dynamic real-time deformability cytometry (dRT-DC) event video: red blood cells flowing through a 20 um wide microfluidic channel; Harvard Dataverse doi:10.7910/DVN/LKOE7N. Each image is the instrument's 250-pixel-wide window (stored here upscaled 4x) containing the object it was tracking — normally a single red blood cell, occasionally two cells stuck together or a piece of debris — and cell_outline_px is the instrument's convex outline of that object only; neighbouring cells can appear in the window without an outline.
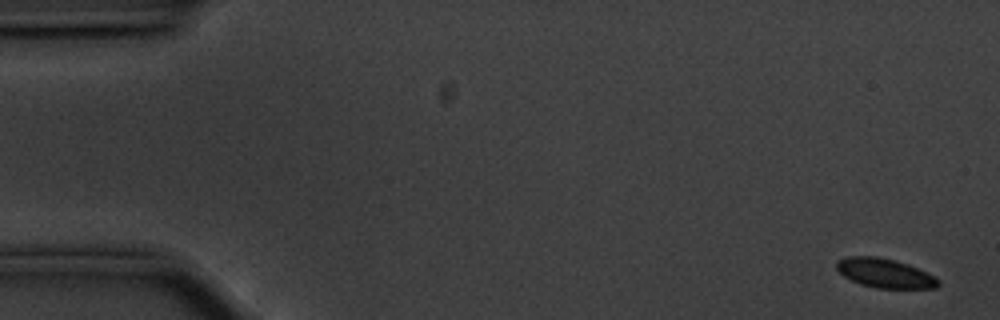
{"species": "common noctule bat (a hibernating species)", "species_latin": "Nyctalus noctula", "temperature_condition": "cold", "stored_images_in_passage": 58, "camera_frame_rate_fps": 3000, "um_per_image_px": 0.085, "animal": {"sex": "male", "body_mass_g": 20.1, "forearm_length_mm": 53.5}, "frame": {"image": 1, "passage_image": 3, "time_ms": 0.667, "image_size_px": [1000, 320], "cell_outline_px": [[940, 284], [936, 288], [876, 288], [860, 284], [844, 276], [836, 268], [836, 260], [848, 256], [876, 256], [896, 260], [908, 264], [940, 280]], "centroid_in_image_um": [75.18, 23.21], "position_along_channel_um": 9.8, "area_um2": 17.22}}
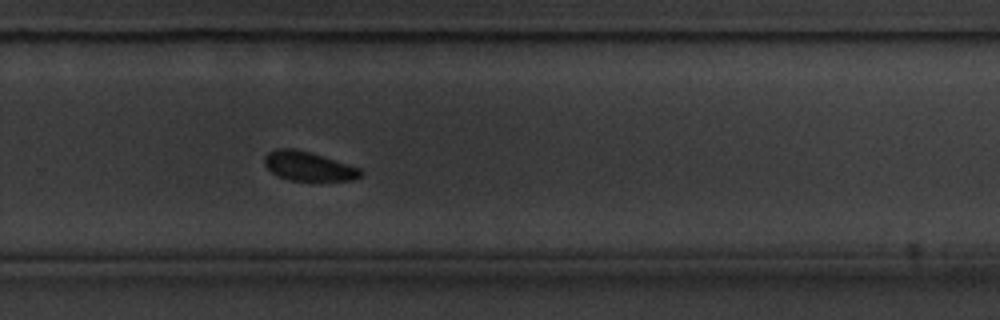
{"frame": {"image": 2, "passage_image": 39, "time_ms": 12.667, "image_size_px": [1000, 320], "cell_outline_px": [[364, 172], [360, 176], [352, 180], [288, 180], [276, 176], [264, 164], [264, 156], [268, 152], [276, 148], [292, 148], [308, 152], [360, 168]], "centroid_in_image_um": [26.17, 14.13], "position_along_channel_um": 303.6, "area_um2": 16.13}}
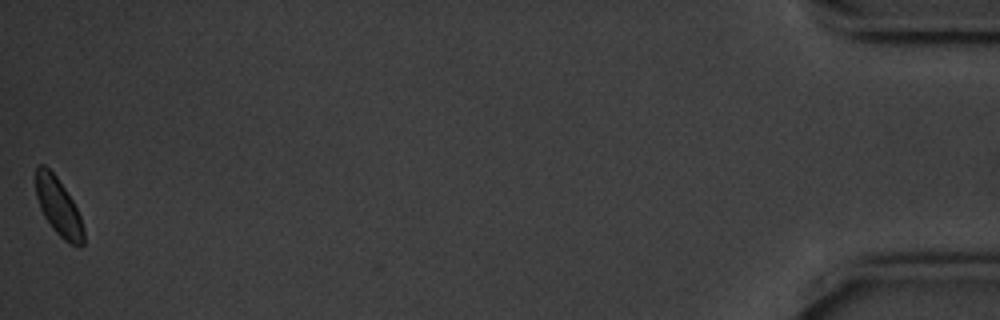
{"frame": {"image": 3, "passage_image": 58, "time_ms": 19.0, "image_size_px": [1000, 320], "cell_outline_px": [[84, 244], [80, 248], [64, 240], [52, 228], [44, 216], [40, 208], [36, 196], [36, 164], [44, 164], [56, 176], [72, 200], [80, 216], [84, 228]], "centroid_in_image_um": [4.97, 17.6], "position_along_channel_um": 430.2, "area_um2": 16.01}}